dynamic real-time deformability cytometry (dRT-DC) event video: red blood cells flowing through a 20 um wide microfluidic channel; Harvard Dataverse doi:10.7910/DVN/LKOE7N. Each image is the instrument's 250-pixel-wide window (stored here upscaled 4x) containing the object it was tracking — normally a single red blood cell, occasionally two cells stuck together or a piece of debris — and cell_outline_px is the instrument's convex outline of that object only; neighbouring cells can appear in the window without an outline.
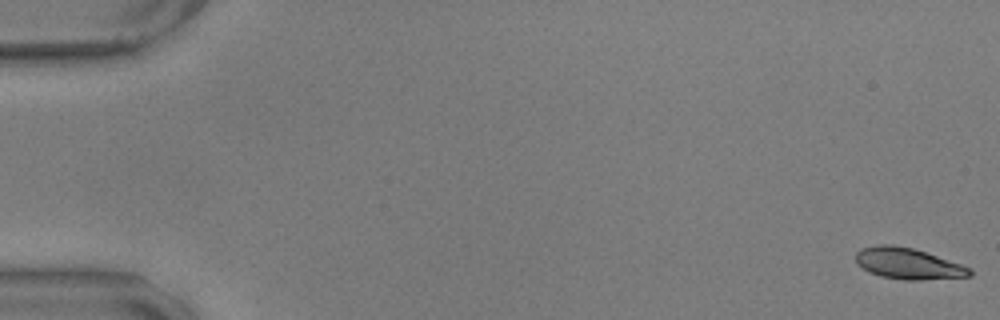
{"species": "common noctule bat (a hibernating species)", "species_latin": "Nyctalus noctula", "temperature_condition": "warm", "stored_images_in_passage": 58, "camera_frame_rate_fps": 3000, "um_per_image_px": 0.085, "animal": {"sex": "male", "body_mass_g": 17.9, "forearm_length_mm": 54.2}, "frame": {"image": 1, "passage_image": 1, "time_ms": 0.0, "image_size_px": [1000, 320], "cell_outline_px": [[972, 276], [920, 280], [904, 280], [880, 276], [868, 272], [856, 264], [856, 252], [860, 248], [876, 244], [892, 244], [912, 248], [972, 268]], "centroid_in_image_um": [77.14, 22.4], "position_along_channel_um": 7.9, "area_um2": 20.75}}
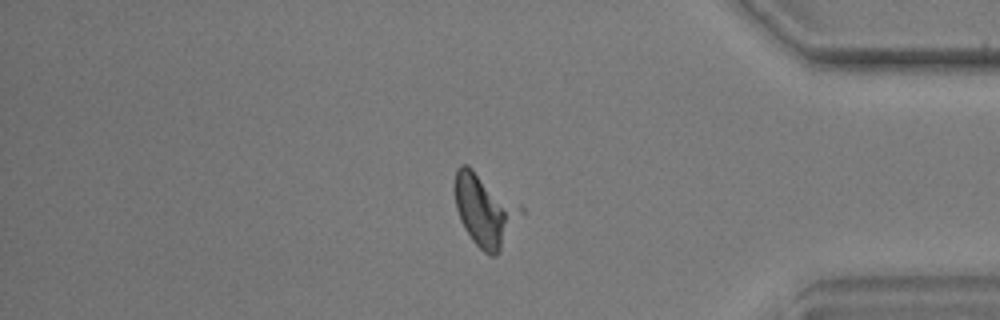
{"frame": {"image": 2, "passage_image": 49, "time_ms": 16.0, "image_size_px": [1000, 320], "cell_outline_px": [[524, 212], [496, 256], [488, 256], [472, 240], [464, 228], [460, 220], [456, 208], [452, 188], [452, 184], [456, 168], [460, 164], [468, 164], [520, 204], [524, 208]], "centroid_in_image_um": [41.17, 17.8], "position_along_channel_um": 394.0, "area_um2": 28.26}}
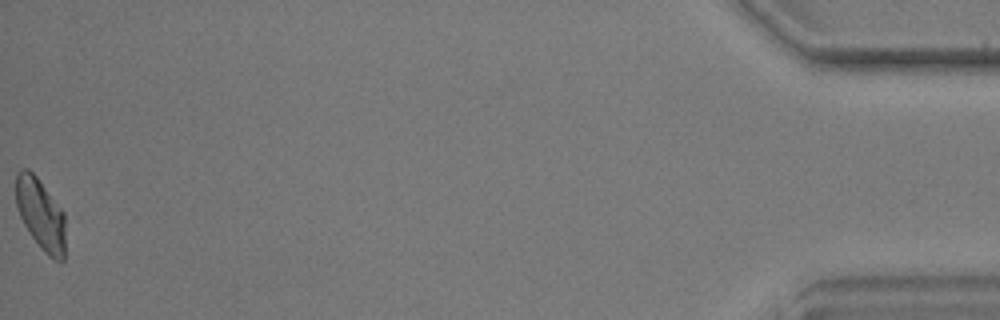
{"frame": {"image": 3, "passage_image": 58, "time_ms": 19.0, "image_size_px": [1000, 320], "cell_outline_px": [[72, 220], [64, 260], [60, 264], [48, 256], [40, 248], [24, 224], [20, 216], [16, 204], [16, 172], [20, 168], [28, 168], [36, 176]], "centroid_in_image_um": [3.6, 18.3], "position_along_channel_um": 431.6, "area_um2": 22.2}}